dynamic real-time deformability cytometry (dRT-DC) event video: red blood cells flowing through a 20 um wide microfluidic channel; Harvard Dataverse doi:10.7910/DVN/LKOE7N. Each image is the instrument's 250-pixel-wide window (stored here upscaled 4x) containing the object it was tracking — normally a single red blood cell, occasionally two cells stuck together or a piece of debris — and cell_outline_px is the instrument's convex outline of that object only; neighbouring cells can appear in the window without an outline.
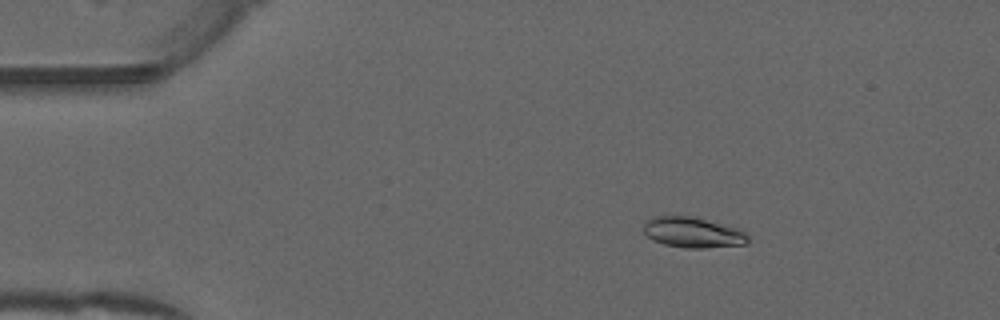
{"species": "common noctule bat (a hibernating species)", "species_latin": "Nyctalus noctula", "temperature_condition": "warm", "stored_images_in_passage": 52, "camera_frame_rate_fps": 3000, "um_per_image_px": 0.085, "animal": {"sex": "male", "forearm_length_mm": 52.5}, "frame": {"image": 1, "passage_image": 9, "time_ms": 2.667, "image_size_px": [1000, 320], "cell_outline_px": [[748, 244], [704, 248], [684, 248], [664, 244], [652, 240], [644, 232], [644, 220], [652, 216], [688, 216], [740, 228], [748, 236]], "centroid_in_image_um": [58.88, 19.76], "position_along_channel_um": 26.1, "area_um2": 18.61}}
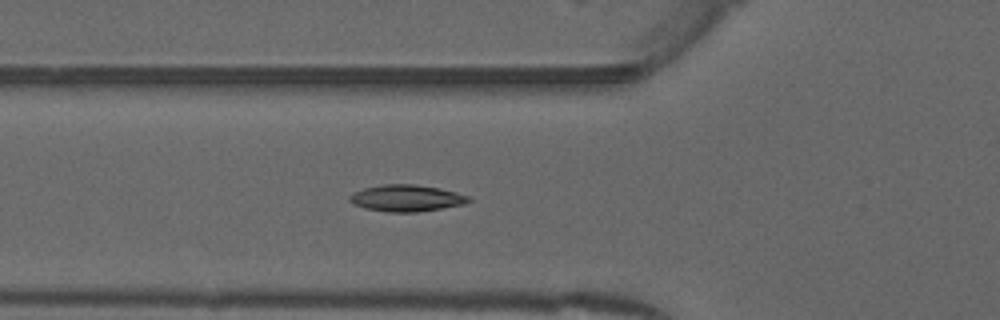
{"frame": {"image": 2, "passage_image": 19, "time_ms": 6.0, "image_size_px": [1000, 320], "cell_outline_px": [[472, 200], [464, 204], [416, 212], [388, 212], [368, 208], [356, 204], [348, 200], [348, 196], [352, 192], [364, 188], [384, 184], [416, 184], [456, 192], [468, 196]], "centroid_in_image_um": [34.53, 16.83], "position_along_channel_um": 91.3, "area_um2": 18.21}}
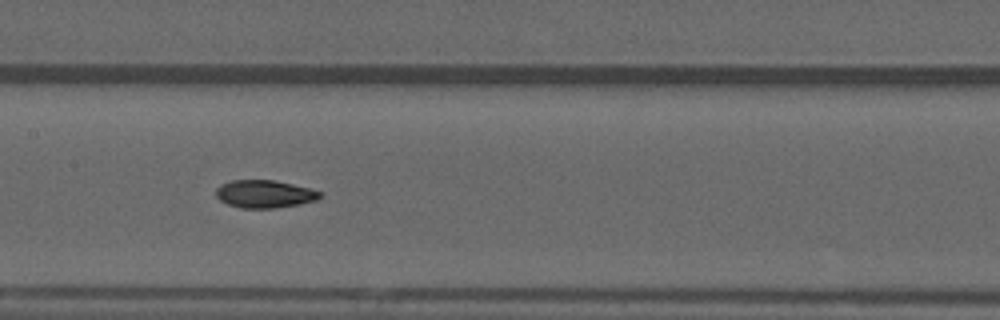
{"frame": {"image": 3, "passage_image": 26, "time_ms": 8.333, "image_size_px": [1000, 320], "cell_outline_px": [[324, 196], [316, 200], [300, 204], [276, 208], [240, 208], [228, 204], [220, 200], [216, 196], [216, 188], [220, 184], [232, 180], [272, 180], [292, 184], [324, 192]], "centroid_in_image_um": [22.51, 16.49], "position_along_channel_um": 184.9, "area_um2": 16.94}, "authors_computed_cell_mechanics": {"area_um2": 17.3111, "velocity_mm_per_s": 3.993, "shape_relaxation_time_tau1_ms": null, "shape_relaxation_time_tau2_ms": 2.1744, "deformation_change_tau1": null, "deformation_change_tau2": 0.0586}}